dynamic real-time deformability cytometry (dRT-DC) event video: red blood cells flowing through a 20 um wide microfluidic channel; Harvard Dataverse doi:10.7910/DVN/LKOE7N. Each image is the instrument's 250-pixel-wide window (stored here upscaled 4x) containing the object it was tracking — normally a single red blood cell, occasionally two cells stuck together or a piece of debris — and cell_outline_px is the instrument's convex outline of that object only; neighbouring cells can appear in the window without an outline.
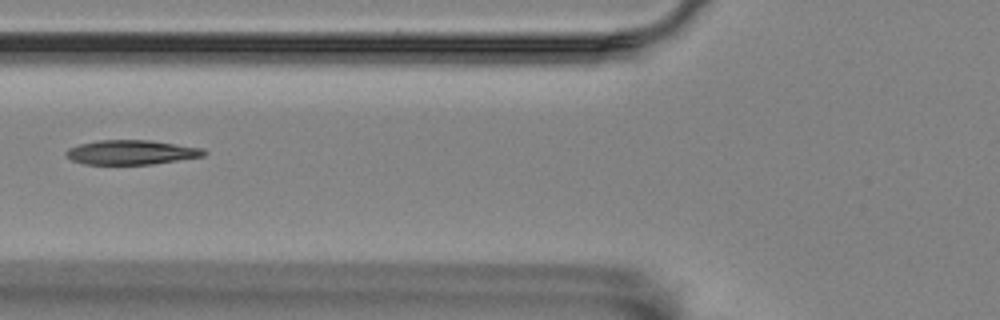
{"species": "Egyptian fruit bat (a non-hibernating species)", "species_latin": "Rousettus aegyptiacus", "temperature_condition": "room temperature", "stored_images_in_passage": 10, "camera_frame_rate_fps": 3000, "um_per_image_px": 0.085, "animal": {"sex": "female"}, "frame": {"image": 1, "passage_image": 6, "time_ms": 1.667, "image_size_px": [1000, 320], "cell_outline_px": [[208, 152], [204, 156], [152, 164], [84, 164], [72, 160], [64, 152], [68, 148], [80, 144], [100, 140], [152, 140], [204, 148]], "centroid_in_image_um": [11.2, 12.94], "position_along_channel_um": 114.6, "area_um2": 19.65}}
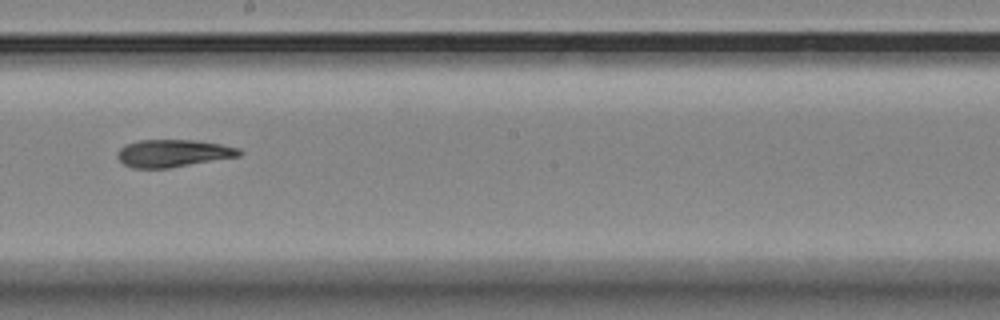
{"frame": {"image": 2, "passage_image": 9, "time_ms": 2.667, "image_size_px": [1000, 320], "cell_outline_px": [[244, 152], [240, 156], [168, 168], [132, 168], [124, 164], [116, 156], [116, 152], [124, 144], [140, 140], [196, 140], [220, 144], [240, 148]], "centroid_in_image_um": [14.71, 13.02], "position_along_channel_um": 233.5, "area_um2": 19.59}}
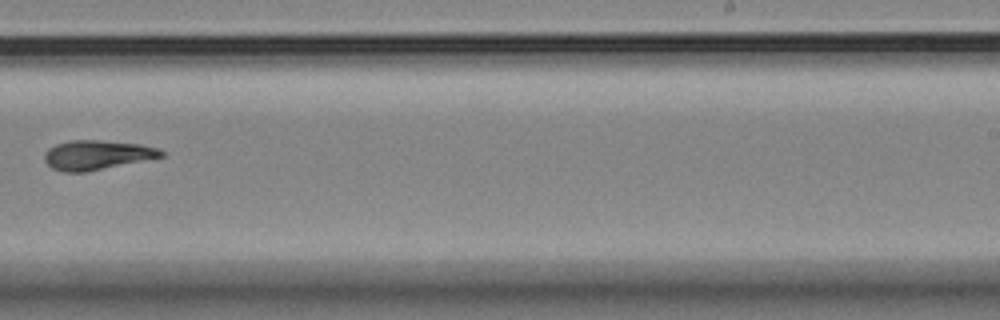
{"frame": {"image": 3, "passage_image": 10, "time_ms": 3.0, "image_size_px": [1000, 320], "cell_outline_px": [[164, 156], [84, 172], [64, 172], [52, 168], [44, 160], [44, 152], [48, 148], [56, 144], [68, 140], [104, 140], [140, 144], [160, 148], [164, 152]], "centroid_in_image_um": [8.21, 13.15], "position_along_channel_um": 280.8, "area_um2": 20.0}}